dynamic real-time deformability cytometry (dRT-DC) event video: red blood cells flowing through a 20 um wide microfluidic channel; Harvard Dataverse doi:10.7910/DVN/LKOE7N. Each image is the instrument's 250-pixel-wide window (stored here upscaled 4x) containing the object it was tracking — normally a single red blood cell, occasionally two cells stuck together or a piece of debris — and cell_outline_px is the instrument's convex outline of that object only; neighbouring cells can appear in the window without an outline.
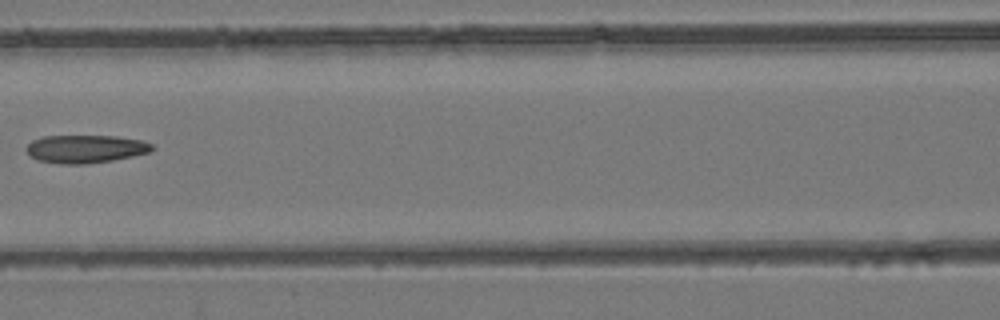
{"species": "common noctule bat (a hibernating species)", "species_latin": "Nyctalus noctula", "temperature_condition": "room temperature", "stored_images_in_passage": 7, "camera_frame_rate_fps": 3000, "um_per_image_px": 0.085, "animal": {"sex": "female", "body_mass_g": 24.6, "forearm_length_mm": 56.2}, "frame": {"image": 1, "passage_image": 5, "time_ms": 4.667, "image_size_px": [1000, 320], "cell_outline_px": [[152, 148], [148, 152], [132, 156], [112, 160], [88, 164], [60, 164], [40, 160], [32, 156], [24, 148], [32, 140], [44, 136], [116, 136], [144, 140], [152, 144]], "centroid_in_image_um": [7.26, 12.65], "position_along_channel_um": 159.3, "area_um2": 20.4}}
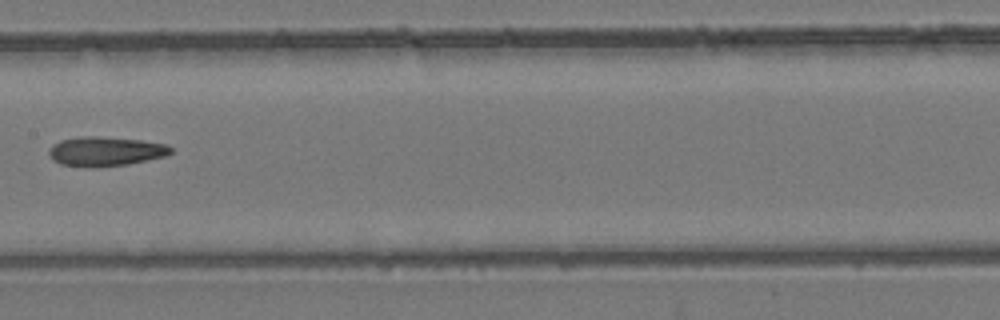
{"frame": {"image": 2, "passage_image": 6, "time_ms": 5.667, "image_size_px": [1000, 320], "cell_outline_px": [[172, 152], [164, 156], [148, 160], [128, 164], [100, 168], [88, 168], [60, 164], [52, 160], [48, 152], [48, 148], [52, 144], [60, 140], [80, 136], [96, 136], [140, 140], [168, 144], [172, 148]], "centroid_in_image_um": [8.92, 12.88], "position_along_channel_um": 198.5, "area_um2": 21.27}}
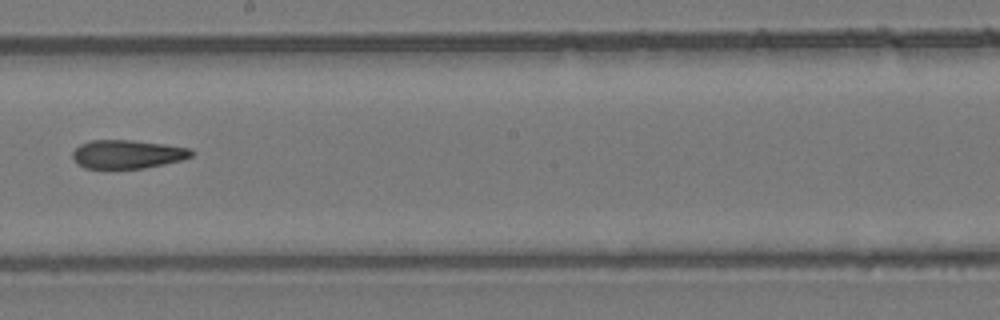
{"frame": {"image": 3, "passage_image": 7, "time_ms": 6.667, "image_size_px": [1000, 320], "cell_outline_px": [[196, 152], [192, 156], [184, 160], [144, 168], [84, 168], [72, 156], [72, 152], [80, 144], [92, 140], [132, 140], [164, 144], [188, 148]], "centroid_in_image_um": [10.87, 13.1], "position_along_channel_um": 237.3, "area_um2": 19.71}}